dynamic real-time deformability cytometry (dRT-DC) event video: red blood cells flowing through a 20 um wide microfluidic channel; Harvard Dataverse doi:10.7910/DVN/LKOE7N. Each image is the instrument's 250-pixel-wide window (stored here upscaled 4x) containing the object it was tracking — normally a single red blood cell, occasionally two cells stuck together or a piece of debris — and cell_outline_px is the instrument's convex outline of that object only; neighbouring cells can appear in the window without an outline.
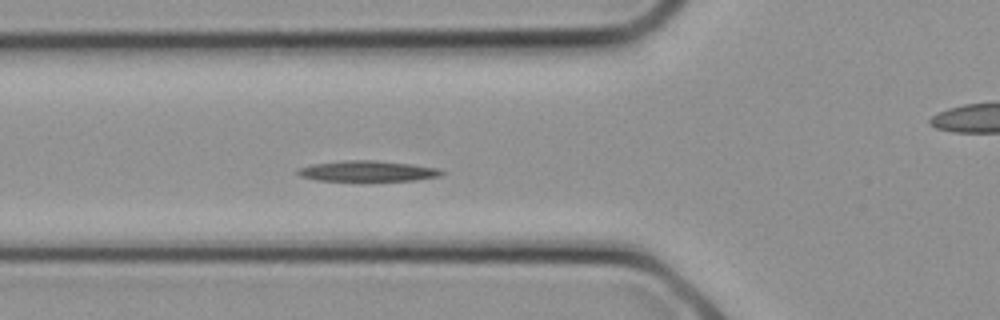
{"species": "common noctule bat (a hibernating species)", "species_latin": "Nyctalus noctula", "temperature_condition": "cold", "stored_images_in_passage": 11, "segment_of_instrument_passage": [1, 2], "camera_frame_rate_fps": 3000, "um_per_image_px": 0.085, "animal": {"sex": "female", "body_mass_g": 21.9}, "frame": {"image": 1, "passage_image": 10, "time_ms": 3.0, "image_size_px": [1000, 320], "cell_outline_px": [[444, 172], [440, 176], [416, 180], [316, 180], [300, 176], [296, 172], [296, 168], [312, 164], [344, 160], [376, 160], [412, 164], [440, 168]], "centroid_in_image_um": [31.23, 14.53], "position_along_channel_um": 94.6, "area_um2": 17.28}}